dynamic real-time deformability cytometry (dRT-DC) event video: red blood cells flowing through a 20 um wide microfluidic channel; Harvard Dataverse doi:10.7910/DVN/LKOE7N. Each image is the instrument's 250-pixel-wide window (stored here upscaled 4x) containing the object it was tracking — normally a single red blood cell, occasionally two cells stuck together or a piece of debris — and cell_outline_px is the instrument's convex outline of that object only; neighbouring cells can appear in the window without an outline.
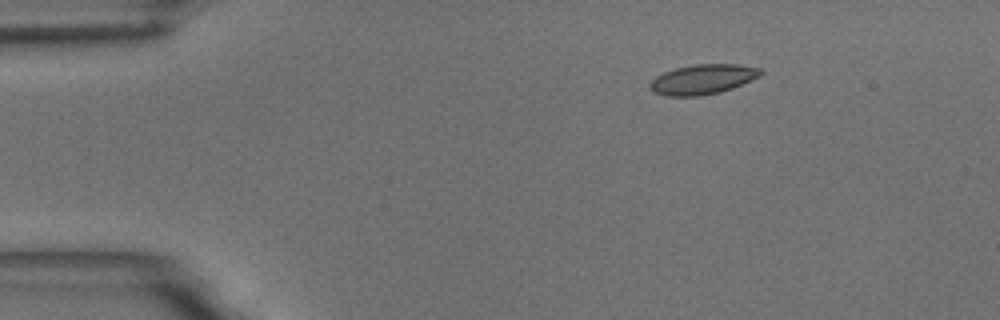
{"species": "common noctule bat (a hibernating species)", "species_latin": "Nyctalus noctula", "temperature_condition": "room temperature", "stored_images_in_passage": 49, "camera_frame_rate_fps": 3000, "um_per_image_px": 0.085, "animal": {"sex": "male", "body_mass_g": 18.8}, "frame": {"image": 1, "passage_image": 1, "time_ms": 0.0, "image_size_px": [1000, 320], "cell_outline_px": [[764, 72], [760, 76], [732, 88], [720, 92], [700, 96], [664, 96], [648, 88], [648, 84], [656, 76], [664, 72], [676, 68], [696, 64], [736, 64], [764, 68]], "centroid_in_image_um": [59.75, 6.74], "position_along_channel_um": 25.3, "area_um2": 19.36}}
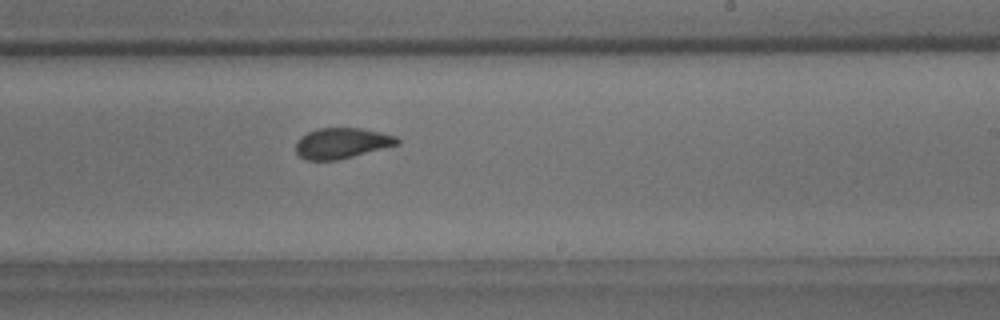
{"frame": {"image": 2, "passage_image": 26, "time_ms": 8.333, "image_size_px": [1000, 320], "cell_outline_px": [[400, 144], [336, 160], [304, 160], [296, 152], [296, 140], [300, 136], [316, 128], [360, 128], [380, 132], [396, 136], [400, 140]], "centroid_in_image_um": [29.03, 12.16], "position_along_channel_um": 260.0, "area_um2": 18.09}}
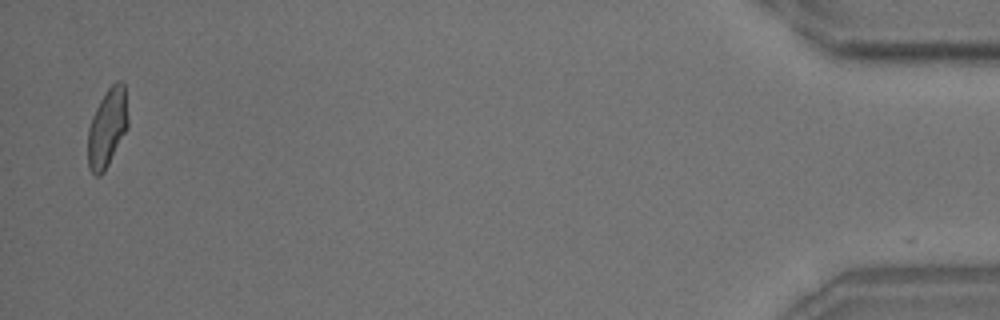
{"frame": {"image": 3, "passage_image": 47, "time_ms": 15.333, "image_size_px": [1000, 320], "cell_outline_px": [[128, 128], [104, 172], [100, 176], [96, 176], [88, 168], [88, 128], [92, 116], [100, 100], [108, 88], [116, 80], [120, 80], [124, 84], [128, 116]], "centroid_in_image_um": [9.12, 10.87], "position_along_channel_um": 426.1, "area_um2": 18.44}, "authors_computed_cell_mechanics": {"area_um2": 18.8428, "velocity_mm_per_s": 3.6206, "shape_relaxation_time_tau1_ms": 3.4401, "shape_relaxation_time_tau2_ms": 0.8785, "deformation_change_tau1": 0.133, "deformation_change_tau2": 0.0719}}